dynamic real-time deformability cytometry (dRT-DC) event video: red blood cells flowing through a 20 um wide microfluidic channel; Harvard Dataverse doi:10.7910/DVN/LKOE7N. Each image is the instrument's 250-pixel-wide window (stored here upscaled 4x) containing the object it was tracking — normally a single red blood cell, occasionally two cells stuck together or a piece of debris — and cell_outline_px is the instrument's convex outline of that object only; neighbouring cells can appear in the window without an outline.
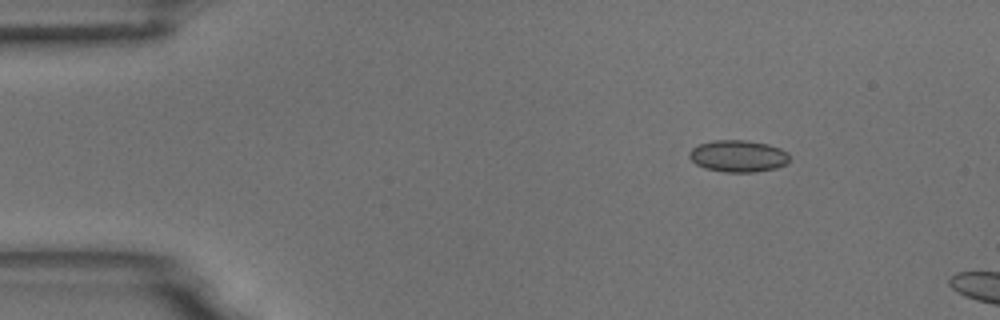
{"species": "common noctule bat (a hibernating species)", "species_latin": "Nyctalus noctula", "temperature_condition": "room temperature", "stored_images_in_passage": 5, "camera_frame_rate_fps": 3000, "um_per_image_px": 0.085, "animal": {"sex": "male", "body_mass_g": 18.8}, "frame": {"image": 1, "passage_image": 3, "time_ms": 0.667, "image_size_px": [1000, 320], "cell_outline_px": [[788, 164], [776, 168], [756, 172], [724, 172], [704, 168], [696, 164], [688, 156], [688, 152], [692, 148], [700, 144], [712, 140], [748, 140], [768, 144], [780, 148], [788, 152]], "centroid_in_image_um": [62.74, 13.26], "position_along_channel_um": 22.3, "area_um2": 18.79}}